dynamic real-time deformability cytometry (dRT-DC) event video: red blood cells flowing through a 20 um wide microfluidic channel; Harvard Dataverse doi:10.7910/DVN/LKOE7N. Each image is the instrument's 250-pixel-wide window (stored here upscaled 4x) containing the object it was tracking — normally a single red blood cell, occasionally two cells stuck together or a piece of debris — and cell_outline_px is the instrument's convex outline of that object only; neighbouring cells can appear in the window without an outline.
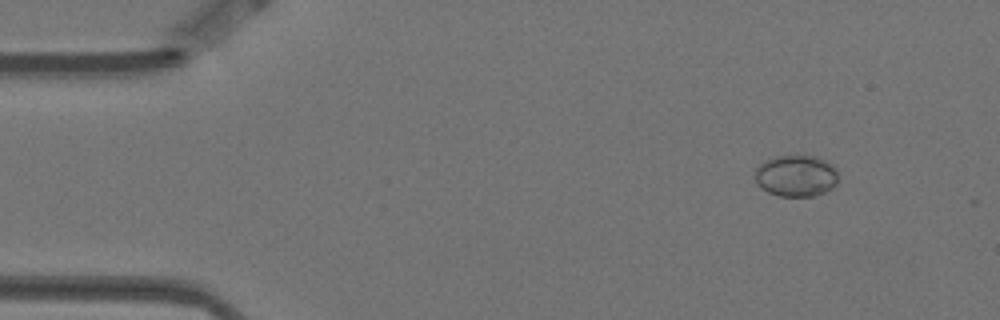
{"species": "Egyptian fruit bat (a non-hibernating species)", "species_latin": "Rousettus aegyptiacus", "temperature_condition": "warm", "stored_images_in_passage": 5, "camera_frame_rate_fps": 3000, "um_per_image_px": 0.085, "animal": {"sex": "female"}, "frame": {"image": 1, "passage_image": 1, "time_ms": 0.0, "image_size_px": [1000, 320], "cell_outline_px": [[836, 184], [832, 188], [824, 192], [812, 196], [780, 196], [768, 192], [760, 188], [756, 184], [756, 168], [764, 160], [776, 156], [804, 152], [816, 156], [832, 164], [836, 168]], "centroid_in_image_um": [67.65, 14.89], "position_along_channel_um": 17.3, "area_um2": 20.69}}
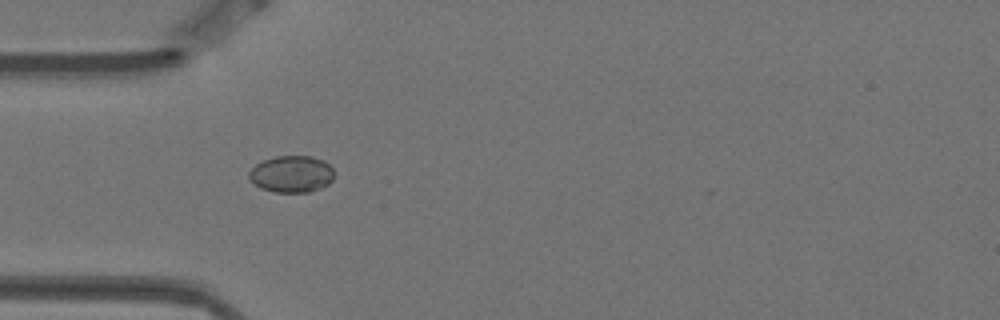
{"frame": {"image": 2, "passage_image": 4, "time_ms": 1.0, "image_size_px": [1000, 320], "cell_outline_px": [[336, 176], [328, 184], [320, 188], [308, 192], [276, 192], [260, 188], [248, 176], [248, 172], [256, 164], [264, 160], [276, 156], [312, 156], [324, 160], [332, 168]], "centroid_in_image_um": [24.81, 14.79], "position_along_channel_um": 60.2, "area_um2": 18.26}}
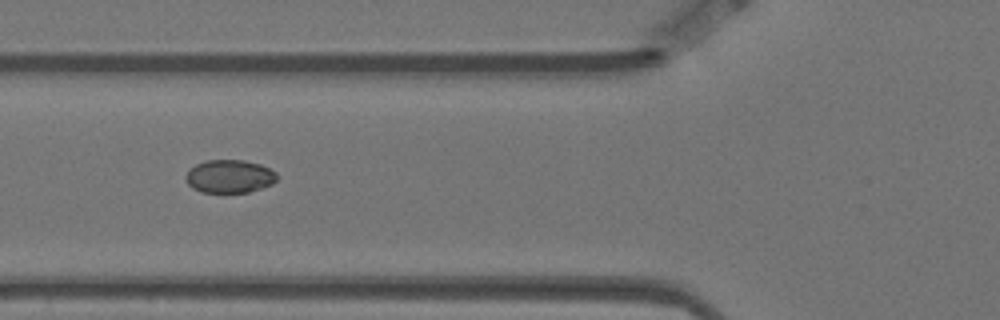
{"frame": {"image": 3, "passage_image": 5, "time_ms": 1.333, "image_size_px": [1000, 320], "cell_outline_px": [[276, 180], [272, 184], [248, 192], [200, 192], [192, 188], [188, 184], [184, 176], [196, 164], [208, 160], [244, 160], [260, 164], [276, 172]], "centroid_in_image_um": [19.5, 14.99], "position_along_channel_um": 106.3, "area_um2": 17.46}}